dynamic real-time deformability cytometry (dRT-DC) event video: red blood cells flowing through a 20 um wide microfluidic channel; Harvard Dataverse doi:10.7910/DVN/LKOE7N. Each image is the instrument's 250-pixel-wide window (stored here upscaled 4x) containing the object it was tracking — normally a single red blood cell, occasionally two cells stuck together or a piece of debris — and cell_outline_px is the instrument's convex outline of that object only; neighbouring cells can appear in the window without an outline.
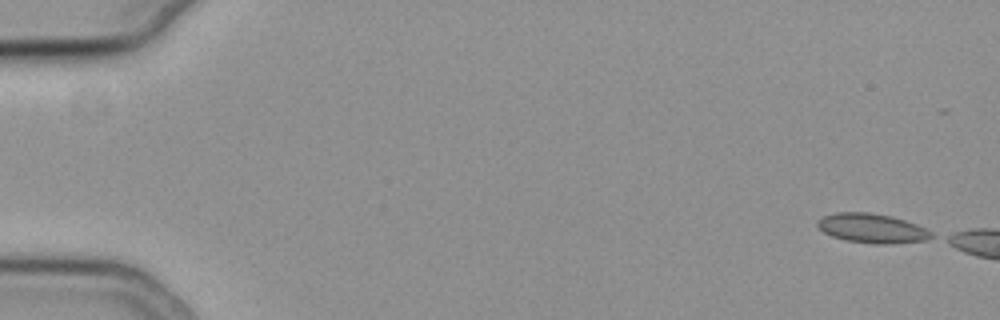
{"species": "common noctule bat (a hibernating species)", "species_latin": "Nyctalus noctula", "temperature_condition": "cold", "stored_images_in_passage": 1, "camera_frame_rate_fps": 3000, "um_per_image_px": 0.085, "animal": {"sex": "female", "body_mass_g": 19.3, "forearm_length_mm": 54.1}, "frame": {"image": 1, "passage_image": 1, "time_ms": 0.0, "image_size_px": [1000, 320], "cell_outline_px": [[932, 236], [924, 240], [888, 244], [876, 244], [848, 240], [832, 236], [824, 232], [816, 224], [816, 220], [824, 216], [836, 212], [868, 212], [892, 216], [916, 224], [932, 232]], "centroid_in_image_um": [74.09, 19.39], "position_along_channel_um": 10.9, "area_um2": 19.25}}